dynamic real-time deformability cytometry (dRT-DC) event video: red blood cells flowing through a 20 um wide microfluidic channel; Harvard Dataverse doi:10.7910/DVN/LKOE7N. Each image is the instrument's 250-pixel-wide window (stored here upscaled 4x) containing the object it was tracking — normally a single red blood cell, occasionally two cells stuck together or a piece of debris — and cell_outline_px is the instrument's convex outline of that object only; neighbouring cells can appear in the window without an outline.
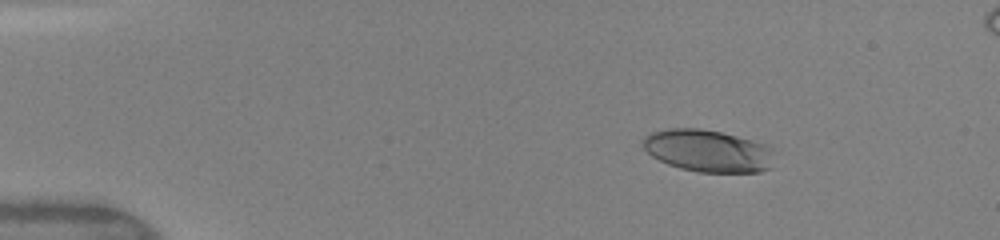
{"species": "human", "species_latin": "Homo sapiens", "temperature_condition": "warm", "stored_images_in_passage": 50, "camera_frame_rate_fps": 3000, "um_per_image_px": 0.085, "donor": {"sex": "female"}, "frame": {"image": 1, "passage_image": 8, "time_ms": 2.333, "image_size_px": [1000, 240], "cell_outline_px": [[772, 168], [760, 172], [700, 172], [680, 168], [668, 164], [652, 156], [644, 148], [644, 136], [652, 132], [668, 128], [700, 128], [720, 132], [752, 140], [764, 144], [772, 148]], "centroid_in_image_um": [60.19, 12.82], "position_along_channel_um": 24.8, "area_um2": 32.19}}
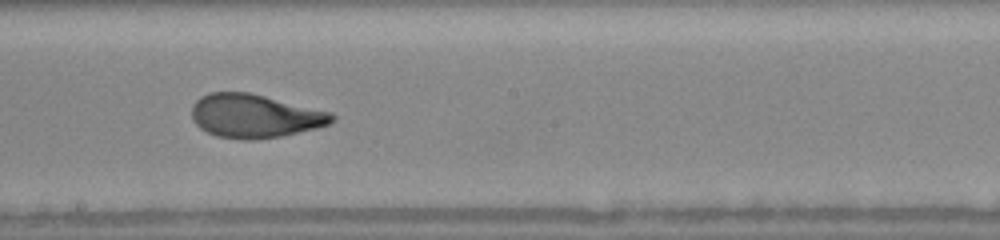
{"frame": {"image": 2, "passage_image": 29, "time_ms": 9.333, "image_size_px": [1000, 240], "cell_outline_px": [[336, 120], [328, 124], [316, 128], [280, 136], [256, 140], [240, 140], [216, 136], [200, 128], [192, 120], [192, 104], [200, 96], [208, 92], [248, 92], [332, 112], [336, 116]], "centroid_in_image_um": [21.63, 9.86], "position_along_channel_um": 226.6, "area_um2": 35.78}}
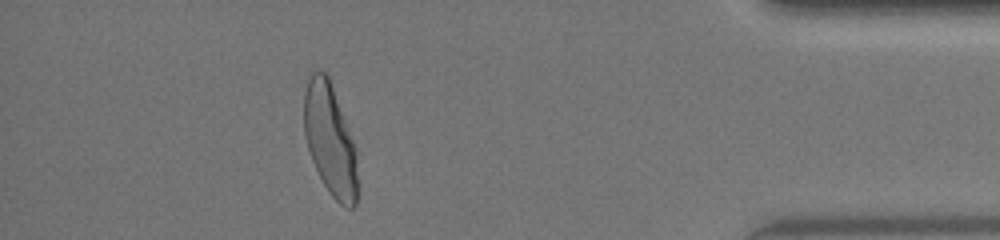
{"frame": {"image": 3, "passage_image": 45, "time_ms": 14.667, "image_size_px": [1000, 240], "cell_outline_px": [[356, 204], [352, 208], [344, 208], [328, 192], [312, 160], [308, 148], [304, 132], [304, 92], [308, 72], [312, 68], [316, 68], [324, 72], [328, 76], [356, 148]], "centroid_in_image_um": [28.02, 11.82], "position_along_channel_um": 407.2, "area_um2": 34.74}, "authors_computed_cell_mechanics": {"area_um2": 34.969, "velocity_mm_per_s": 4.1311, "shape_relaxation_time_tau1_ms": 4.2547, "shape_relaxation_time_tau2_ms": 0.7463, "deformation_change_tau1": 0.2033, "deformation_change_tau2": 0.0675}}